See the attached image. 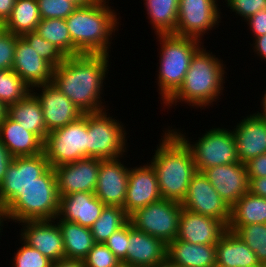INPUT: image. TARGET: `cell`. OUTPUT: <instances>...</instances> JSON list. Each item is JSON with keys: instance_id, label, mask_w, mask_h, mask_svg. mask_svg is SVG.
<instances>
[{"instance_id": "obj_1", "label": "cell", "mask_w": 266, "mask_h": 267, "mask_svg": "<svg viewBox=\"0 0 266 267\" xmlns=\"http://www.w3.org/2000/svg\"><path fill=\"white\" fill-rule=\"evenodd\" d=\"M109 58L105 54L67 56L54 68L51 82L83 114L103 111L108 108L102 94L110 68Z\"/></svg>"}, {"instance_id": "obj_2", "label": "cell", "mask_w": 266, "mask_h": 267, "mask_svg": "<svg viewBox=\"0 0 266 267\" xmlns=\"http://www.w3.org/2000/svg\"><path fill=\"white\" fill-rule=\"evenodd\" d=\"M171 128L162 130L149 164L155 170L162 199L182 203L197 170L191 151Z\"/></svg>"}, {"instance_id": "obj_3", "label": "cell", "mask_w": 266, "mask_h": 267, "mask_svg": "<svg viewBox=\"0 0 266 267\" xmlns=\"http://www.w3.org/2000/svg\"><path fill=\"white\" fill-rule=\"evenodd\" d=\"M109 1L95 0L88 6L77 7L65 19L71 41L81 54L110 55L111 38L119 30L121 16L111 9Z\"/></svg>"}, {"instance_id": "obj_4", "label": "cell", "mask_w": 266, "mask_h": 267, "mask_svg": "<svg viewBox=\"0 0 266 267\" xmlns=\"http://www.w3.org/2000/svg\"><path fill=\"white\" fill-rule=\"evenodd\" d=\"M225 67L223 60L203 45L192 57L183 84L163 106L169 109L184 102L195 109L212 107L225 90Z\"/></svg>"}, {"instance_id": "obj_5", "label": "cell", "mask_w": 266, "mask_h": 267, "mask_svg": "<svg viewBox=\"0 0 266 267\" xmlns=\"http://www.w3.org/2000/svg\"><path fill=\"white\" fill-rule=\"evenodd\" d=\"M160 44L157 85L161 104H165L181 87L194 54L203 41L175 34H157Z\"/></svg>"}, {"instance_id": "obj_6", "label": "cell", "mask_w": 266, "mask_h": 267, "mask_svg": "<svg viewBox=\"0 0 266 267\" xmlns=\"http://www.w3.org/2000/svg\"><path fill=\"white\" fill-rule=\"evenodd\" d=\"M60 196L54 168L27 186L5 209L8 222L54 220L59 214Z\"/></svg>"}, {"instance_id": "obj_7", "label": "cell", "mask_w": 266, "mask_h": 267, "mask_svg": "<svg viewBox=\"0 0 266 267\" xmlns=\"http://www.w3.org/2000/svg\"><path fill=\"white\" fill-rule=\"evenodd\" d=\"M171 130L189 148L196 170L199 172L218 165L239 163L236 139L232 130L212 127L202 136L200 135L195 142H191L185 132L176 128Z\"/></svg>"}, {"instance_id": "obj_8", "label": "cell", "mask_w": 266, "mask_h": 267, "mask_svg": "<svg viewBox=\"0 0 266 267\" xmlns=\"http://www.w3.org/2000/svg\"><path fill=\"white\" fill-rule=\"evenodd\" d=\"M108 110L87 113L88 157L90 158L106 160L126 157L124 155L128 150L126 126L110 116V113L106 112Z\"/></svg>"}, {"instance_id": "obj_9", "label": "cell", "mask_w": 266, "mask_h": 267, "mask_svg": "<svg viewBox=\"0 0 266 267\" xmlns=\"http://www.w3.org/2000/svg\"><path fill=\"white\" fill-rule=\"evenodd\" d=\"M44 153L51 167L88 158L87 113L47 134Z\"/></svg>"}, {"instance_id": "obj_10", "label": "cell", "mask_w": 266, "mask_h": 267, "mask_svg": "<svg viewBox=\"0 0 266 267\" xmlns=\"http://www.w3.org/2000/svg\"><path fill=\"white\" fill-rule=\"evenodd\" d=\"M183 207L176 201L161 199L137 209L129 216L132 225L168 245L177 237Z\"/></svg>"}, {"instance_id": "obj_11", "label": "cell", "mask_w": 266, "mask_h": 267, "mask_svg": "<svg viewBox=\"0 0 266 267\" xmlns=\"http://www.w3.org/2000/svg\"><path fill=\"white\" fill-rule=\"evenodd\" d=\"M217 1L179 0L175 35L201 41L205 34L208 35V31L218 28L222 17Z\"/></svg>"}, {"instance_id": "obj_12", "label": "cell", "mask_w": 266, "mask_h": 267, "mask_svg": "<svg viewBox=\"0 0 266 267\" xmlns=\"http://www.w3.org/2000/svg\"><path fill=\"white\" fill-rule=\"evenodd\" d=\"M51 168L45 153L14 157L0 183V206L6 209L27 186Z\"/></svg>"}, {"instance_id": "obj_13", "label": "cell", "mask_w": 266, "mask_h": 267, "mask_svg": "<svg viewBox=\"0 0 266 267\" xmlns=\"http://www.w3.org/2000/svg\"><path fill=\"white\" fill-rule=\"evenodd\" d=\"M181 206L190 212L220 220L226 226L231 218L230 205L221 198L203 172L199 171L193 175Z\"/></svg>"}, {"instance_id": "obj_14", "label": "cell", "mask_w": 266, "mask_h": 267, "mask_svg": "<svg viewBox=\"0 0 266 267\" xmlns=\"http://www.w3.org/2000/svg\"><path fill=\"white\" fill-rule=\"evenodd\" d=\"M101 160L88 157L54 167L59 196L80 191L95 193Z\"/></svg>"}, {"instance_id": "obj_15", "label": "cell", "mask_w": 266, "mask_h": 267, "mask_svg": "<svg viewBox=\"0 0 266 267\" xmlns=\"http://www.w3.org/2000/svg\"><path fill=\"white\" fill-rule=\"evenodd\" d=\"M32 92L41 103L48 132L64 127L83 115L52 82L35 86Z\"/></svg>"}, {"instance_id": "obj_16", "label": "cell", "mask_w": 266, "mask_h": 267, "mask_svg": "<svg viewBox=\"0 0 266 267\" xmlns=\"http://www.w3.org/2000/svg\"><path fill=\"white\" fill-rule=\"evenodd\" d=\"M19 224L22 226L20 239L25 243L52 262L65 259L61 230L55 220H26Z\"/></svg>"}, {"instance_id": "obj_17", "label": "cell", "mask_w": 266, "mask_h": 267, "mask_svg": "<svg viewBox=\"0 0 266 267\" xmlns=\"http://www.w3.org/2000/svg\"><path fill=\"white\" fill-rule=\"evenodd\" d=\"M124 162L119 158L100 161L95 196L106 206H124L130 169Z\"/></svg>"}, {"instance_id": "obj_18", "label": "cell", "mask_w": 266, "mask_h": 267, "mask_svg": "<svg viewBox=\"0 0 266 267\" xmlns=\"http://www.w3.org/2000/svg\"><path fill=\"white\" fill-rule=\"evenodd\" d=\"M162 199L155 170L147 162L130 167L124 210L130 216L137 209Z\"/></svg>"}, {"instance_id": "obj_19", "label": "cell", "mask_w": 266, "mask_h": 267, "mask_svg": "<svg viewBox=\"0 0 266 267\" xmlns=\"http://www.w3.org/2000/svg\"><path fill=\"white\" fill-rule=\"evenodd\" d=\"M203 174L230 207L249 192L248 172L244 163L210 167Z\"/></svg>"}, {"instance_id": "obj_20", "label": "cell", "mask_w": 266, "mask_h": 267, "mask_svg": "<svg viewBox=\"0 0 266 267\" xmlns=\"http://www.w3.org/2000/svg\"><path fill=\"white\" fill-rule=\"evenodd\" d=\"M12 70L32 89L52 81L54 67L41 58L26 40L19 36L16 41Z\"/></svg>"}, {"instance_id": "obj_21", "label": "cell", "mask_w": 266, "mask_h": 267, "mask_svg": "<svg viewBox=\"0 0 266 267\" xmlns=\"http://www.w3.org/2000/svg\"><path fill=\"white\" fill-rule=\"evenodd\" d=\"M227 230L220 220L182 209L176 239L203 245H216Z\"/></svg>"}, {"instance_id": "obj_22", "label": "cell", "mask_w": 266, "mask_h": 267, "mask_svg": "<svg viewBox=\"0 0 266 267\" xmlns=\"http://www.w3.org/2000/svg\"><path fill=\"white\" fill-rule=\"evenodd\" d=\"M127 255L121 261L132 267H150L167 258V245L160 239L137 230L128 221Z\"/></svg>"}, {"instance_id": "obj_23", "label": "cell", "mask_w": 266, "mask_h": 267, "mask_svg": "<svg viewBox=\"0 0 266 267\" xmlns=\"http://www.w3.org/2000/svg\"><path fill=\"white\" fill-rule=\"evenodd\" d=\"M234 127L239 162L245 164L266 153V121L257 112L247 115Z\"/></svg>"}, {"instance_id": "obj_24", "label": "cell", "mask_w": 266, "mask_h": 267, "mask_svg": "<svg viewBox=\"0 0 266 267\" xmlns=\"http://www.w3.org/2000/svg\"><path fill=\"white\" fill-rule=\"evenodd\" d=\"M105 206L95 193L80 191L60 197L58 216L65 221L90 228Z\"/></svg>"}, {"instance_id": "obj_25", "label": "cell", "mask_w": 266, "mask_h": 267, "mask_svg": "<svg viewBox=\"0 0 266 267\" xmlns=\"http://www.w3.org/2000/svg\"><path fill=\"white\" fill-rule=\"evenodd\" d=\"M0 140L13 157L35 156L44 153V142L25 130L8 115L0 123Z\"/></svg>"}, {"instance_id": "obj_26", "label": "cell", "mask_w": 266, "mask_h": 267, "mask_svg": "<svg viewBox=\"0 0 266 267\" xmlns=\"http://www.w3.org/2000/svg\"><path fill=\"white\" fill-rule=\"evenodd\" d=\"M216 267H259L252 249L235 233L226 230L217 241Z\"/></svg>"}, {"instance_id": "obj_27", "label": "cell", "mask_w": 266, "mask_h": 267, "mask_svg": "<svg viewBox=\"0 0 266 267\" xmlns=\"http://www.w3.org/2000/svg\"><path fill=\"white\" fill-rule=\"evenodd\" d=\"M167 259L178 267H216V246L175 238L167 245Z\"/></svg>"}, {"instance_id": "obj_28", "label": "cell", "mask_w": 266, "mask_h": 267, "mask_svg": "<svg viewBox=\"0 0 266 267\" xmlns=\"http://www.w3.org/2000/svg\"><path fill=\"white\" fill-rule=\"evenodd\" d=\"M7 115L45 142L49 132L46 129L41 103L33 92L10 105Z\"/></svg>"}, {"instance_id": "obj_29", "label": "cell", "mask_w": 266, "mask_h": 267, "mask_svg": "<svg viewBox=\"0 0 266 267\" xmlns=\"http://www.w3.org/2000/svg\"><path fill=\"white\" fill-rule=\"evenodd\" d=\"M59 219V220H58ZM56 220L62 234L66 259L83 260L95 244L91 229L57 216Z\"/></svg>"}, {"instance_id": "obj_30", "label": "cell", "mask_w": 266, "mask_h": 267, "mask_svg": "<svg viewBox=\"0 0 266 267\" xmlns=\"http://www.w3.org/2000/svg\"><path fill=\"white\" fill-rule=\"evenodd\" d=\"M256 223H266V198L247 192L231 206L227 229L235 232L241 226Z\"/></svg>"}, {"instance_id": "obj_31", "label": "cell", "mask_w": 266, "mask_h": 267, "mask_svg": "<svg viewBox=\"0 0 266 267\" xmlns=\"http://www.w3.org/2000/svg\"><path fill=\"white\" fill-rule=\"evenodd\" d=\"M155 35L175 34L179 0H143Z\"/></svg>"}, {"instance_id": "obj_32", "label": "cell", "mask_w": 266, "mask_h": 267, "mask_svg": "<svg viewBox=\"0 0 266 267\" xmlns=\"http://www.w3.org/2000/svg\"><path fill=\"white\" fill-rule=\"evenodd\" d=\"M40 21L37 0H16L10 17L3 24V29L14 35L22 36L36 31Z\"/></svg>"}, {"instance_id": "obj_33", "label": "cell", "mask_w": 266, "mask_h": 267, "mask_svg": "<svg viewBox=\"0 0 266 267\" xmlns=\"http://www.w3.org/2000/svg\"><path fill=\"white\" fill-rule=\"evenodd\" d=\"M35 32L54 44L66 57L81 54L71 41L65 19H41Z\"/></svg>"}, {"instance_id": "obj_34", "label": "cell", "mask_w": 266, "mask_h": 267, "mask_svg": "<svg viewBox=\"0 0 266 267\" xmlns=\"http://www.w3.org/2000/svg\"><path fill=\"white\" fill-rule=\"evenodd\" d=\"M129 221V215L119 206H105L100 217L90 227L95 243L105 241Z\"/></svg>"}, {"instance_id": "obj_35", "label": "cell", "mask_w": 266, "mask_h": 267, "mask_svg": "<svg viewBox=\"0 0 266 267\" xmlns=\"http://www.w3.org/2000/svg\"><path fill=\"white\" fill-rule=\"evenodd\" d=\"M30 92L32 89L12 69L0 70V102L7 108Z\"/></svg>"}, {"instance_id": "obj_36", "label": "cell", "mask_w": 266, "mask_h": 267, "mask_svg": "<svg viewBox=\"0 0 266 267\" xmlns=\"http://www.w3.org/2000/svg\"><path fill=\"white\" fill-rule=\"evenodd\" d=\"M235 233L252 249L261 264H266V223L241 226Z\"/></svg>"}, {"instance_id": "obj_37", "label": "cell", "mask_w": 266, "mask_h": 267, "mask_svg": "<svg viewBox=\"0 0 266 267\" xmlns=\"http://www.w3.org/2000/svg\"><path fill=\"white\" fill-rule=\"evenodd\" d=\"M22 37L37 51L41 58L48 61L54 68L66 59V56L54 44L42 38L35 31L25 33Z\"/></svg>"}, {"instance_id": "obj_38", "label": "cell", "mask_w": 266, "mask_h": 267, "mask_svg": "<svg viewBox=\"0 0 266 267\" xmlns=\"http://www.w3.org/2000/svg\"><path fill=\"white\" fill-rule=\"evenodd\" d=\"M20 243L22 246L16 248L11 267H52L53 262L40 251L29 246L22 239Z\"/></svg>"}, {"instance_id": "obj_39", "label": "cell", "mask_w": 266, "mask_h": 267, "mask_svg": "<svg viewBox=\"0 0 266 267\" xmlns=\"http://www.w3.org/2000/svg\"><path fill=\"white\" fill-rule=\"evenodd\" d=\"M41 19H66L77 6L69 0H37Z\"/></svg>"}, {"instance_id": "obj_40", "label": "cell", "mask_w": 266, "mask_h": 267, "mask_svg": "<svg viewBox=\"0 0 266 267\" xmlns=\"http://www.w3.org/2000/svg\"><path fill=\"white\" fill-rule=\"evenodd\" d=\"M83 261L85 267H115L121 262L104 243H95Z\"/></svg>"}, {"instance_id": "obj_41", "label": "cell", "mask_w": 266, "mask_h": 267, "mask_svg": "<svg viewBox=\"0 0 266 267\" xmlns=\"http://www.w3.org/2000/svg\"><path fill=\"white\" fill-rule=\"evenodd\" d=\"M18 35L1 29L0 31V70H9L13 67L16 41Z\"/></svg>"}, {"instance_id": "obj_42", "label": "cell", "mask_w": 266, "mask_h": 267, "mask_svg": "<svg viewBox=\"0 0 266 267\" xmlns=\"http://www.w3.org/2000/svg\"><path fill=\"white\" fill-rule=\"evenodd\" d=\"M227 1V2H226ZM226 7L246 21L259 10H266V0H225ZM238 14V15H237Z\"/></svg>"}, {"instance_id": "obj_43", "label": "cell", "mask_w": 266, "mask_h": 267, "mask_svg": "<svg viewBox=\"0 0 266 267\" xmlns=\"http://www.w3.org/2000/svg\"><path fill=\"white\" fill-rule=\"evenodd\" d=\"M104 244L122 261L126 257L128 249V222L116 230Z\"/></svg>"}, {"instance_id": "obj_44", "label": "cell", "mask_w": 266, "mask_h": 267, "mask_svg": "<svg viewBox=\"0 0 266 267\" xmlns=\"http://www.w3.org/2000/svg\"><path fill=\"white\" fill-rule=\"evenodd\" d=\"M244 22L249 26L253 39L266 34V10L257 11Z\"/></svg>"}, {"instance_id": "obj_45", "label": "cell", "mask_w": 266, "mask_h": 267, "mask_svg": "<svg viewBox=\"0 0 266 267\" xmlns=\"http://www.w3.org/2000/svg\"><path fill=\"white\" fill-rule=\"evenodd\" d=\"M248 178L266 177V153L245 163Z\"/></svg>"}, {"instance_id": "obj_46", "label": "cell", "mask_w": 266, "mask_h": 267, "mask_svg": "<svg viewBox=\"0 0 266 267\" xmlns=\"http://www.w3.org/2000/svg\"><path fill=\"white\" fill-rule=\"evenodd\" d=\"M13 156L10 154L9 150L0 140V183L5 177V173L13 161Z\"/></svg>"}, {"instance_id": "obj_47", "label": "cell", "mask_w": 266, "mask_h": 267, "mask_svg": "<svg viewBox=\"0 0 266 267\" xmlns=\"http://www.w3.org/2000/svg\"><path fill=\"white\" fill-rule=\"evenodd\" d=\"M249 192L266 198V177L249 178Z\"/></svg>"}, {"instance_id": "obj_48", "label": "cell", "mask_w": 266, "mask_h": 267, "mask_svg": "<svg viewBox=\"0 0 266 267\" xmlns=\"http://www.w3.org/2000/svg\"><path fill=\"white\" fill-rule=\"evenodd\" d=\"M250 46L253 47L254 54L266 62V34L254 38L253 44L250 43Z\"/></svg>"}, {"instance_id": "obj_49", "label": "cell", "mask_w": 266, "mask_h": 267, "mask_svg": "<svg viewBox=\"0 0 266 267\" xmlns=\"http://www.w3.org/2000/svg\"><path fill=\"white\" fill-rule=\"evenodd\" d=\"M16 0H0V23L3 25L13 10Z\"/></svg>"}, {"instance_id": "obj_50", "label": "cell", "mask_w": 266, "mask_h": 267, "mask_svg": "<svg viewBox=\"0 0 266 267\" xmlns=\"http://www.w3.org/2000/svg\"><path fill=\"white\" fill-rule=\"evenodd\" d=\"M52 267H85L83 260L61 259L52 263Z\"/></svg>"}, {"instance_id": "obj_51", "label": "cell", "mask_w": 266, "mask_h": 267, "mask_svg": "<svg viewBox=\"0 0 266 267\" xmlns=\"http://www.w3.org/2000/svg\"><path fill=\"white\" fill-rule=\"evenodd\" d=\"M264 95L262 97V99H260V105L262 106L261 111H256L265 121H266V90L264 91Z\"/></svg>"}, {"instance_id": "obj_52", "label": "cell", "mask_w": 266, "mask_h": 267, "mask_svg": "<svg viewBox=\"0 0 266 267\" xmlns=\"http://www.w3.org/2000/svg\"><path fill=\"white\" fill-rule=\"evenodd\" d=\"M5 221H8L7 217H6V211H5V209L3 207L0 206V236H2L1 232H3V227H4V222Z\"/></svg>"}, {"instance_id": "obj_53", "label": "cell", "mask_w": 266, "mask_h": 267, "mask_svg": "<svg viewBox=\"0 0 266 267\" xmlns=\"http://www.w3.org/2000/svg\"><path fill=\"white\" fill-rule=\"evenodd\" d=\"M74 3L77 7H84L90 5L95 0H69Z\"/></svg>"}, {"instance_id": "obj_54", "label": "cell", "mask_w": 266, "mask_h": 267, "mask_svg": "<svg viewBox=\"0 0 266 267\" xmlns=\"http://www.w3.org/2000/svg\"><path fill=\"white\" fill-rule=\"evenodd\" d=\"M150 267H178V266H175L173 265L167 258L163 261V262H160V263H156Z\"/></svg>"}, {"instance_id": "obj_55", "label": "cell", "mask_w": 266, "mask_h": 267, "mask_svg": "<svg viewBox=\"0 0 266 267\" xmlns=\"http://www.w3.org/2000/svg\"><path fill=\"white\" fill-rule=\"evenodd\" d=\"M8 113V108L0 102V123L5 119Z\"/></svg>"}, {"instance_id": "obj_56", "label": "cell", "mask_w": 266, "mask_h": 267, "mask_svg": "<svg viewBox=\"0 0 266 267\" xmlns=\"http://www.w3.org/2000/svg\"><path fill=\"white\" fill-rule=\"evenodd\" d=\"M115 267H132V266H130L129 264H127V263H124V262H120L117 266H115Z\"/></svg>"}, {"instance_id": "obj_57", "label": "cell", "mask_w": 266, "mask_h": 267, "mask_svg": "<svg viewBox=\"0 0 266 267\" xmlns=\"http://www.w3.org/2000/svg\"><path fill=\"white\" fill-rule=\"evenodd\" d=\"M259 267H266V264H261Z\"/></svg>"}, {"instance_id": "obj_58", "label": "cell", "mask_w": 266, "mask_h": 267, "mask_svg": "<svg viewBox=\"0 0 266 267\" xmlns=\"http://www.w3.org/2000/svg\"><path fill=\"white\" fill-rule=\"evenodd\" d=\"M2 28H3V25L0 23V31H1Z\"/></svg>"}]
</instances>
